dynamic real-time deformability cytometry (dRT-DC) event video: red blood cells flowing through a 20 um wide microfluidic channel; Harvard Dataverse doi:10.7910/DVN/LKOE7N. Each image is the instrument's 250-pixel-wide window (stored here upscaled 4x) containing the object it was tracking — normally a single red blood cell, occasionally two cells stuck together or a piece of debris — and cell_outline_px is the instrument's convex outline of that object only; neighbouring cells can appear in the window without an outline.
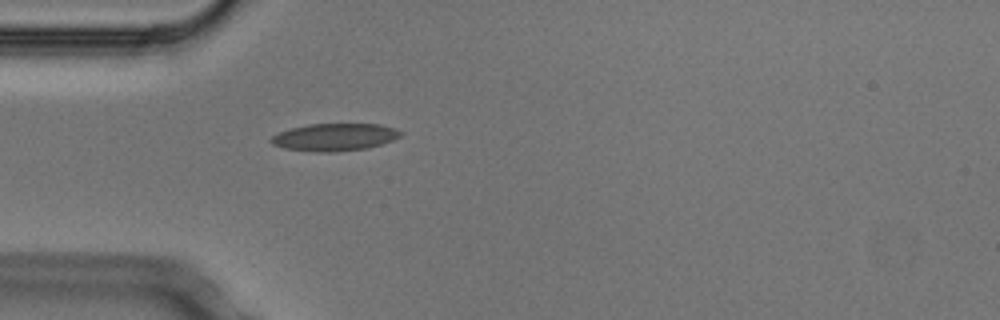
{"species": "Egyptian fruit bat (a non-hibernating species)", "species_latin": "Rousettus aegyptiacus", "temperature_condition": "cold", "stored_images_in_passage": 1, "camera_frame_rate_fps": 3000, "um_per_image_px": 0.085, "animal": {"sex": "male"}, "frame": {"image": 1, "passage_image": 1, "time_ms": 0.0, "image_size_px": [1000, 320], "cell_outline_px": [[404, 132], [400, 136], [392, 140], [368, 148], [332, 152], [316, 152], [284, 148], [272, 144], [272, 136], [280, 132], [292, 128], [308, 124], [380, 124], [396, 128]], "centroid_in_image_um": [28.48, 11.65], "position_along_channel_um": 56.5, "area_um2": 20.58}}